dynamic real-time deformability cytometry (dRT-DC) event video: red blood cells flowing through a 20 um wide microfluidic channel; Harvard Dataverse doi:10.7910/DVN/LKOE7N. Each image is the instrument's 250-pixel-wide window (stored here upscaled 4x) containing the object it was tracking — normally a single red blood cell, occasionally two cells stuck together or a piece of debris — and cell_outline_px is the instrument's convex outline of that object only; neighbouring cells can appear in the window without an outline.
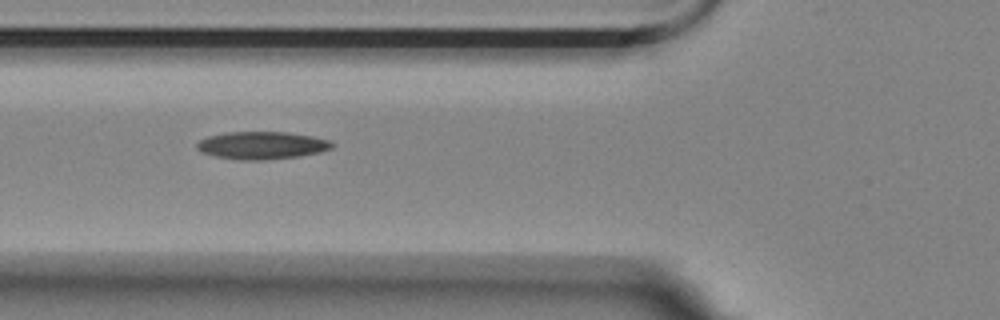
{"species": "Egyptian fruit bat (a non-hibernating species)", "species_latin": "Rousettus aegyptiacus", "temperature_condition": "room temperature", "stored_images_in_passage": 6, "camera_frame_rate_fps": 3000, "um_per_image_px": 0.085, "animal": {"sex": "female"}, "frame": {"image": 1, "passage_image": 6, "time_ms": 5.667, "image_size_px": [1000, 320], "cell_outline_px": [[336, 144], [332, 148], [320, 152], [296, 156], [260, 160], [240, 160], [216, 156], [204, 152], [196, 148], [196, 144], [200, 140], [208, 136], [224, 132], [288, 132], [312, 136], [332, 140]], "centroid_in_image_um": [22.29, 12.34], "position_along_channel_um": 103.5, "area_um2": 21.68}}